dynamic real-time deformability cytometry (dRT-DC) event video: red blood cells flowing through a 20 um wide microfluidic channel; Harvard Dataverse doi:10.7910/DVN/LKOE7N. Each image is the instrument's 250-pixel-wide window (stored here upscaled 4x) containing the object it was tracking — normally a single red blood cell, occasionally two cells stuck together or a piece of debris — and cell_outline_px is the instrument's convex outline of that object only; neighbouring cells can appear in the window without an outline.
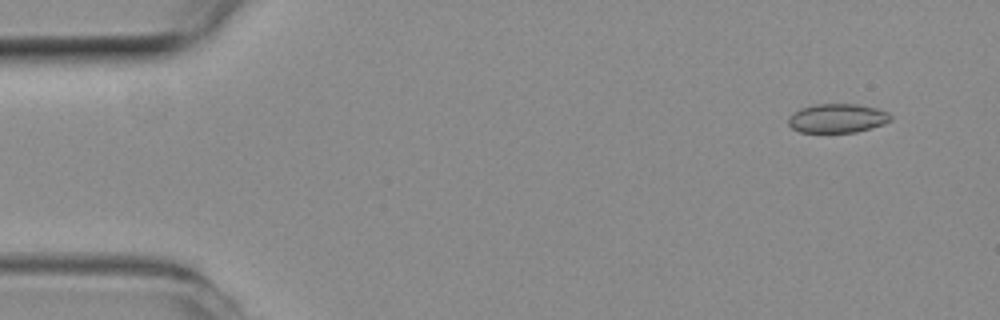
{"species": "common noctule bat (a hibernating species)", "species_latin": "Nyctalus noctula", "temperature_condition": "room temperature", "stored_images_in_passage": 53, "camera_frame_rate_fps": 3000, "um_per_image_px": 0.085, "animal": {"sex": "female", "body_mass_g": 19.3, "forearm_length_mm": 54.1}, "frame": {"image": 1, "passage_image": 4, "time_ms": 1.0, "image_size_px": [1000, 320], "cell_outline_px": [[892, 120], [884, 124], [872, 128], [856, 132], [800, 132], [792, 128], [788, 124], [788, 116], [792, 112], [800, 108], [816, 104], [856, 104], [876, 108], [888, 112], [892, 116]], "centroid_in_image_um": [71.17, 10.05], "position_along_channel_um": 13.8, "area_um2": 17.46}}
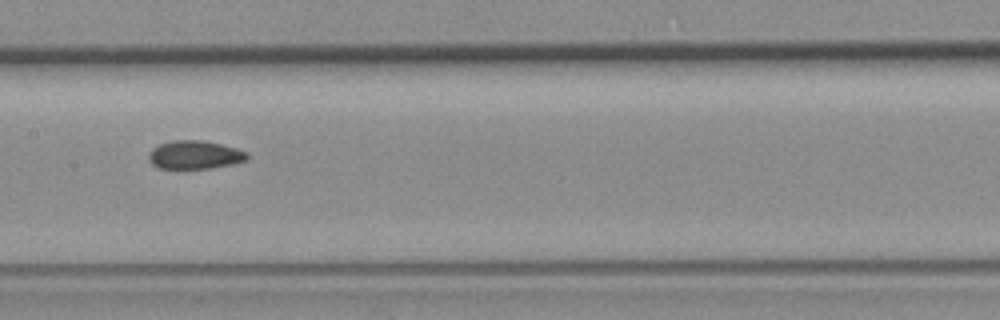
{"frame": {"image": 2, "passage_image": 26, "time_ms": 8.333, "image_size_px": [1000, 320], "cell_outline_px": [[248, 160], [232, 164], [212, 168], [160, 168], [152, 164], [148, 160], [148, 152], [152, 148], [160, 144], [172, 140], [204, 140], [236, 148], [248, 152]], "centroid_in_image_um": [16.55, 13.15], "position_along_channel_um": 190.8, "area_um2": 16.36}}
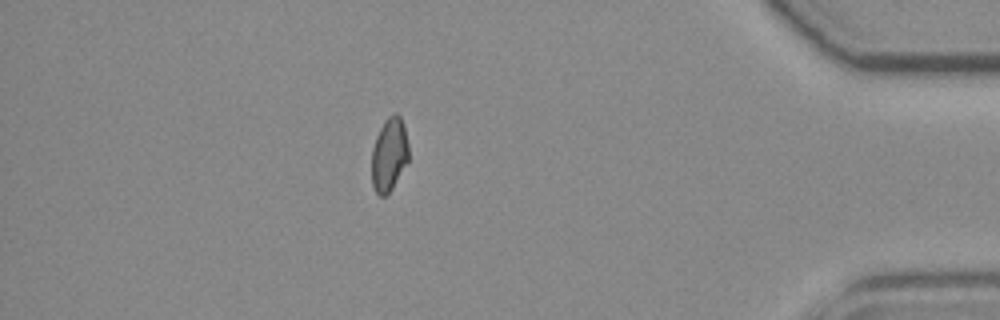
{"frame": {"image": 3, "passage_image": 46, "time_ms": 15.0, "image_size_px": [1000, 320], "cell_outline_px": [[408, 160], [392, 188], [384, 196], [380, 196], [376, 192], [372, 184], [372, 148], [376, 136], [384, 120], [392, 112], [396, 112], [400, 116], [404, 124], [408, 144]], "centroid_in_image_um": [33.07, 13.08], "position_along_channel_um": 402.1, "area_um2": 15.84}, "authors_computed_cell_mechanics": {"area_um2": 16.6464, "velocity_mm_per_s": 3.8749, "shape_relaxation_time_tau1_ms": null, "shape_relaxation_time_tau2_ms": 2.4146, "deformation_change_tau1": null, "deformation_change_tau2": 0.072}}